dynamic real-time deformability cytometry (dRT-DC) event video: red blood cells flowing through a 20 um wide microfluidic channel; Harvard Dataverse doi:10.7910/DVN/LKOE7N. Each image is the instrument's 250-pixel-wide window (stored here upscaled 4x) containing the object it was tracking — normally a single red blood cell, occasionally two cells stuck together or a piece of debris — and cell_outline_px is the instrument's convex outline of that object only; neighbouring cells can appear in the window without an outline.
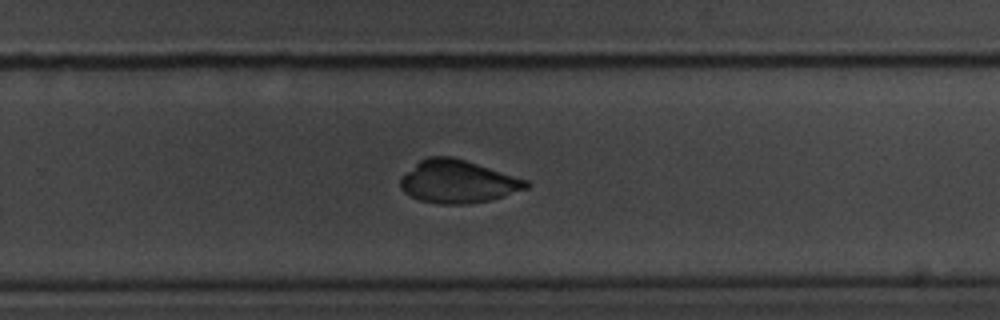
{"species": "common noctule bat (a hibernating species)", "species_latin": "Nyctalus noctula", "temperature_condition": "room temperature", "stored_images_in_passage": 35, "camera_frame_rate_fps": 3000, "um_per_image_px": 0.085, "animal": {"sex": "male", "body_mass_g": 20.1, "forearm_length_mm": 53.5}, "frame": {"image": 1, "passage_image": 24, "time_ms": 7.667, "image_size_px": [1000, 320], "cell_outline_px": [[532, 184], [528, 188], [504, 196], [488, 200], [468, 204], [440, 204], [420, 200], [404, 192], [400, 188], [400, 180], [420, 160], [428, 156], [452, 156], [528, 180]], "centroid_in_image_um": [38.94, 15.44], "position_along_channel_um": 290.9, "area_um2": 31.1}}
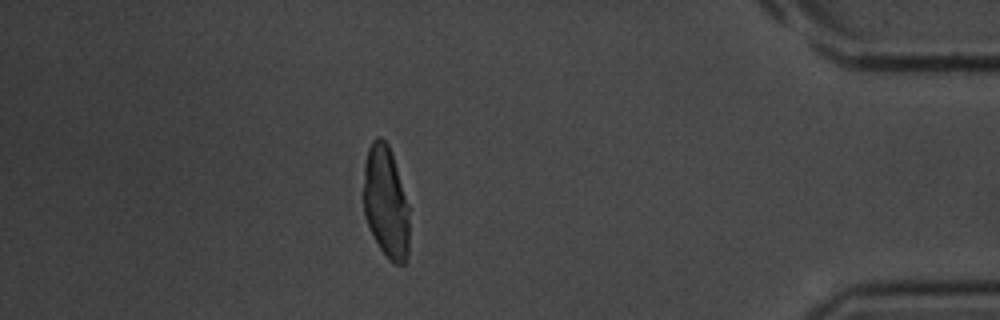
{"frame": {"image": 2, "passage_image": 33, "time_ms": 10.667, "image_size_px": [1000, 320], "cell_outline_px": [[408, 256], [404, 264], [392, 264], [388, 260], [372, 236], [364, 216], [364, 164], [368, 148], [372, 140], [376, 136], [380, 136], [388, 144], [392, 152], [408, 204]], "centroid_in_image_um": [32.79, 17.19], "position_along_channel_um": 402.4, "area_um2": 30.17}}